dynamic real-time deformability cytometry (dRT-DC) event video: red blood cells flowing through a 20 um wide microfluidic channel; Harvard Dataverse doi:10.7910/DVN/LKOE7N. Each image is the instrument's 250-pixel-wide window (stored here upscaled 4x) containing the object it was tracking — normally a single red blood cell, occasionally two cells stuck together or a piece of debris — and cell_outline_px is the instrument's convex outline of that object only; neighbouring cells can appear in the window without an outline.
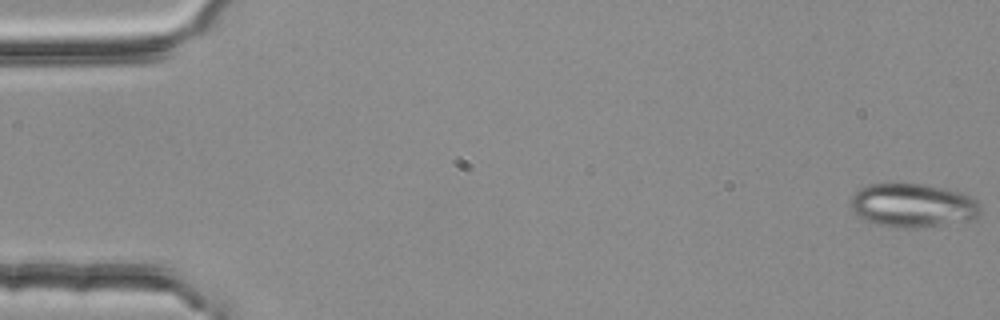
{"species": "common noctule bat (a hibernating species)", "species_latin": "Nyctalus noctula", "temperature_condition": "room temperature", "stored_images_in_passage": 55, "camera_frame_rate_fps": 3000, "um_per_image_px": 0.085, "animal": {"sex": "female", "body_mass_g": 25.1}, "frame": {"image": 1, "passage_image": 1, "time_ms": 0.0, "image_size_px": [1000, 320], "cell_outline_px": [[980, 216], [972, 220], [912, 228], [896, 228], [876, 224], [864, 220], [848, 204], [848, 200], [860, 188], [868, 184], [924, 184], [964, 192], [972, 196], [980, 204]], "centroid_in_image_um": [77.61, 17.45], "position_along_channel_um": 7.4, "area_um2": 33.35}}
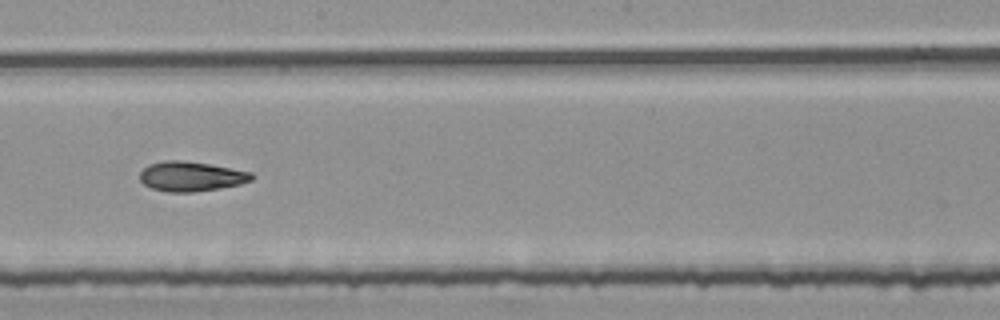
{"frame": {"image": 2, "passage_image": 31, "time_ms": 10.0, "image_size_px": [1000, 320], "cell_outline_px": [[256, 176], [252, 180], [240, 184], [220, 188], [192, 192], [168, 192], [152, 188], [144, 184], [140, 180], [140, 172], [148, 164], [164, 160], [184, 160], [208, 164], [252, 172]], "centroid_in_image_um": [16.24, 14.99], "position_along_channel_um": 232.0, "area_um2": 19.42}}
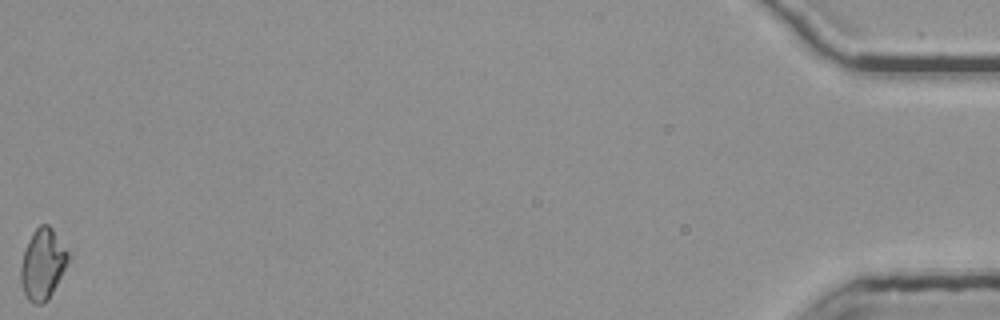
{"frame": {"image": 3, "passage_image": 55, "time_ms": 18.0, "image_size_px": [1000, 320], "cell_outline_px": [[68, 260], [48, 300], [44, 304], [36, 304], [28, 300], [24, 296], [20, 280], [20, 268], [24, 252], [28, 240], [32, 232], [40, 224], [48, 224], [52, 228], [68, 252]], "centroid_in_image_um": [3.58, 22.46], "position_along_channel_um": 431.6, "area_um2": 19.31}, "authors_computed_cell_mechanics": {"area_um2": 19.3052, "velocity_mm_per_s": 3.7748, "shape_relaxation_time_tau1_ms": null, "shape_relaxation_time_tau2_ms": 3.436, "deformation_change_tau1": null, "deformation_change_tau2": 0.1104}}